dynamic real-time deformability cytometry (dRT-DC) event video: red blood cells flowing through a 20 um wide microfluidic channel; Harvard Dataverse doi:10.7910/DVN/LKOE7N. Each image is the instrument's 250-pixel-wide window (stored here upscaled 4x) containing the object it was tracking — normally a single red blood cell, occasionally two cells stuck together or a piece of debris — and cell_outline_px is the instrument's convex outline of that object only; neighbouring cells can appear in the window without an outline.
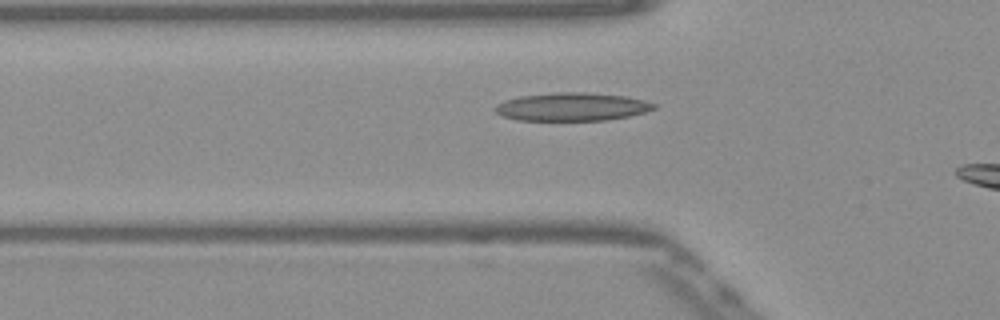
{"species": "Egyptian fruit bat (a non-hibernating species)", "species_latin": "Rousettus aegyptiacus", "temperature_condition": "warm", "stored_images_in_passage": 35, "camera_frame_rate_fps": 3000, "um_per_image_px": 0.085, "frame": {"image": 1, "passage_image": 15, "time_ms": 4.667, "image_size_px": [1000, 320], "cell_outline_px": [[656, 108], [644, 112], [628, 116], [608, 120], [520, 120], [504, 116], [496, 112], [496, 104], [504, 100], [520, 96], [556, 92], [584, 92], [624, 96], [644, 100], [656, 104]], "centroid_in_image_um": [48.63, 9.07], "position_along_channel_um": 77.2, "area_um2": 25.84}}
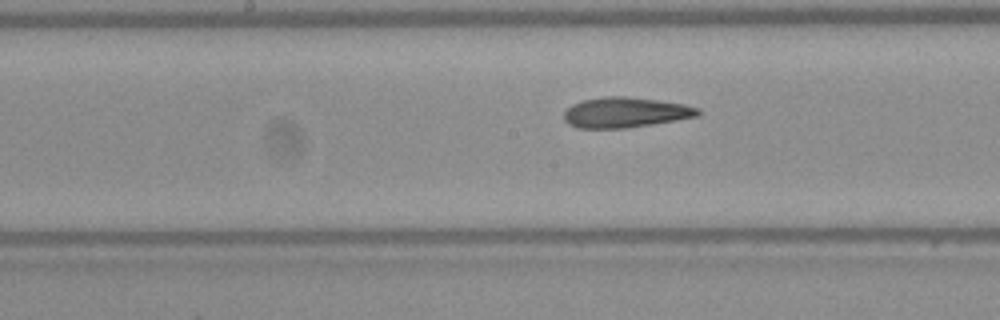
{"frame": {"image": 2, "passage_image": 24, "time_ms": 7.667, "image_size_px": [1000, 320], "cell_outline_px": [[700, 116], [676, 120], [624, 128], [576, 128], [568, 124], [564, 120], [564, 112], [572, 104], [584, 100], [604, 96], [624, 96], [656, 100], [684, 104], [700, 108]], "centroid_in_image_um": [53.15, 9.56], "position_along_channel_um": 195.1, "area_um2": 23.58}}
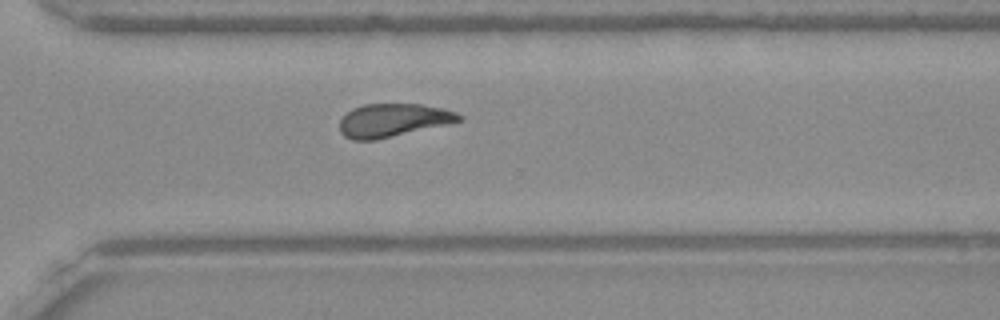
{"frame": {"image": 3, "passage_image": 35, "time_ms": 11.333, "image_size_px": [1000, 320], "cell_outline_px": [[464, 120], [448, 124], [376, 140], [352, 140], [344, 136], [340, 132], [340, 120], [352, 108], [364, 104], [420, 104], [440, 108], [456, 112], [464, 116]], "centroid_in_image_um": [33.41, 10.22], "position_along_channel_um": 337.2, "area_um2": 23.12}}